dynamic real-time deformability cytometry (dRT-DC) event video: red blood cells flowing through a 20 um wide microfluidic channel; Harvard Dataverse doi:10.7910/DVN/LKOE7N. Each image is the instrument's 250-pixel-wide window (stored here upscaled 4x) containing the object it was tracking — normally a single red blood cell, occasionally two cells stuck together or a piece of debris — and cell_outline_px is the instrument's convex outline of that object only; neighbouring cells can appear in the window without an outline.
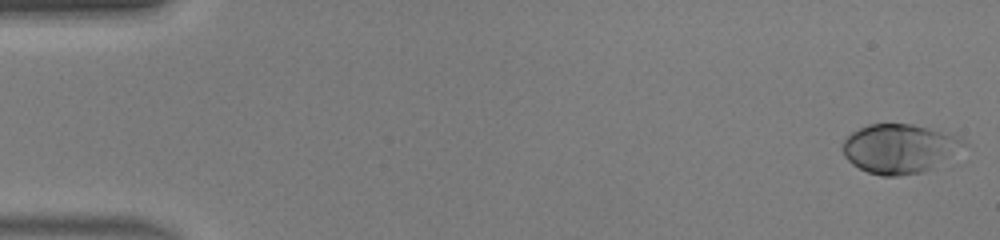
{"species": "human", "species_latin": "Homo sapiens", "temperature_condition": "warm", "stored_images_in_passage": 49, "camera_frame_rate_fps": 3000, "um_per_image_px": 0.085, "donor": {"sex": "male"}, "frame": {"image": 1, "passage_image": 1, "time_ms": 0.0, "image_size_px": [1000, 240], "cell_outline_px": [[968, 144], [948, 160], [924, 172], [900, 176], [880, 176], [868, 172], [852, 164], [844, 156], [840, 148], [844, 140], [852, 132], [868, 124], [912, 124], [960, 136]], "centroid_in_image_um": [76.47, 12.64], "position_along_channel_um": 8.5, "area_um2": 35.08}}
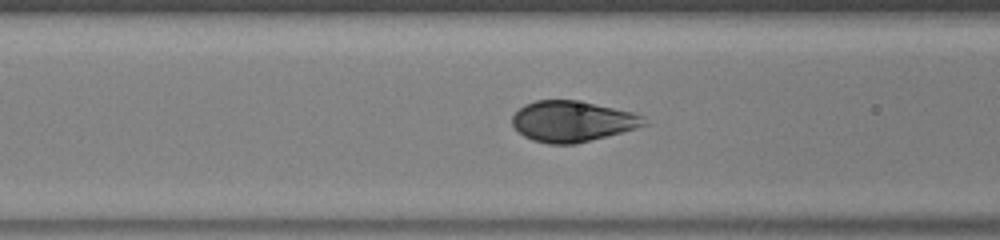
{"frame": {"image": 2, "passage_image": 20, "time_ms": 6.333, "image_size_px": [1000, 240], "cell_outline_px": [[648, 124], [636, 128], [576, 144], [548, 144], [532, 140], [524, 136], [512, 124], [512, 116], [524, 104], [536, 100], [576, 100], [636, 112], [644, 116]], "centroid_in_image_um": [48.67, 10.31], "position_along_channel_um": 117.9, "area_um2": 31.39}}
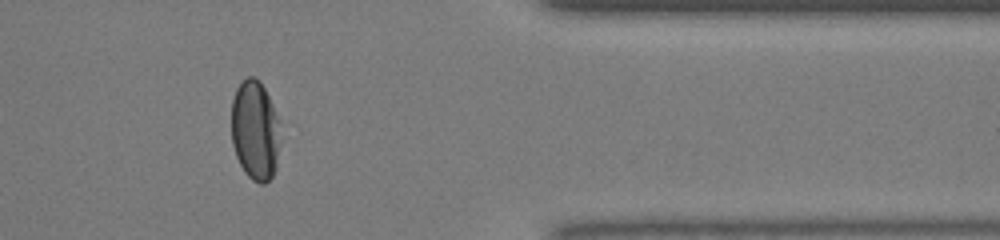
{"frame": {"image": 3, "passage_image": 41, "time_ms": 13.333, "image_size_px": [1000, 240], "cell_outline_px": [[280, 120], [276, 168], [272, 176], [264, 184], [260, 184], [252, 180], [244, 172], [236, 156], [232, 144], [232, 100], [236, 88], [248, 76], [252, 76], [264, 88]], "centroid_in_image_um": [21.67, 11.11], "position_along_channel_um": 389.7, "area_um2": 28.21}, "authors_computed_cell_mechanics": {"area_um2": 33.235, "velocity_mm_per_s": 4.1479, "shape_relaxation_time_tau1_ms": 2.6594, "shape_relaxation_time_tau2_ms": null, "deformation_change_tau1": 0.1724, "deformation_change_tau2": null}}